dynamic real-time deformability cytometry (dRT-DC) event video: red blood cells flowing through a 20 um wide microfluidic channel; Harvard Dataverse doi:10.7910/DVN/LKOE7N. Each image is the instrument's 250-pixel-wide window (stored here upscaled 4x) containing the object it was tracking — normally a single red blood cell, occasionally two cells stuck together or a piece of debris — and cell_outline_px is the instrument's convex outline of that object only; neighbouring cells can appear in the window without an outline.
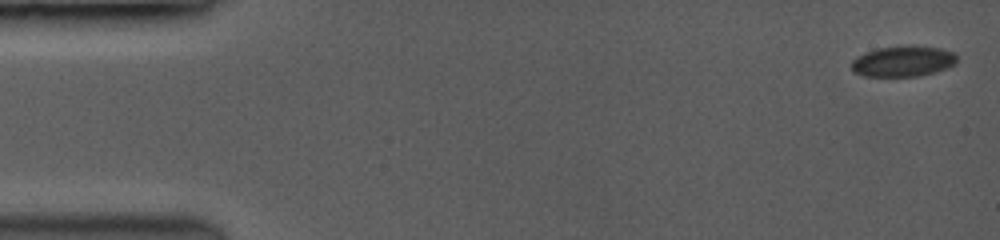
{"species": "common noctule bat (a hibernating species)", "species_latin": "Nyctalus noctula", "temperature_condition": "room temperature", "stored_images_in_passage": 28, "segment_of_instrument_passage": [1, 2], "camera_frame_rate_fps": 3500, "um_per_image_px": 0.085, "animal": {"sex": "female", "body_mass_g": 19.0, "forearm_length_mm": 53.3}, "frame": {"image": 1, "passage_image": 1, "time_ms": 0.0, "image_size_px": [1000, 240], "cell_outline_px": [[956, 64], [948, 68], [936, 72], [920, 76], [864, 76], [852, 72], [852, 60], [868, 52], [880, 48], [936, 48], [952, 52], [956, 56]], "centroid_in_image_um": [76.76, 5.27], "position_along_channel_um": 8.2, "area_um2": 18.03}}
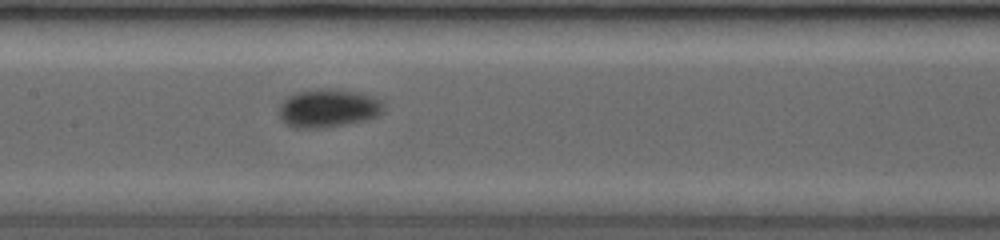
{"frame": {"image": 2, "passage_image": 13, "time_ms": 8.0, "image_size_px": [1000, 240], "cell_outline_px": [[380, 112], [376, 116], [364, 120], [344, 124], [320, 128], [296, 128], [284, 124], [280, 116], [280, 108], [288, 96], [300, 92], [352, 92], [376, 100], [380, 104]], "centroid_in_image_um": [27.79, 9.29], "position_along_channel_um": 179.6, "area_um2": 21.39}}
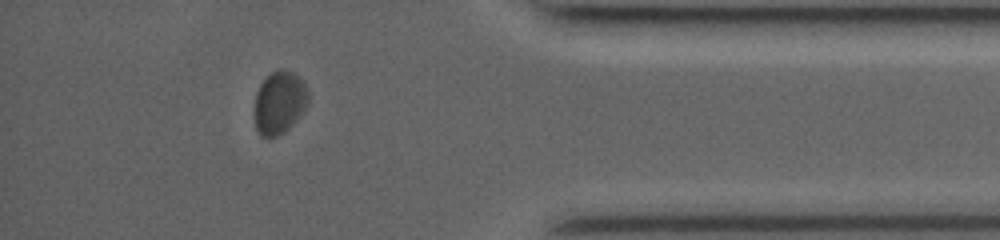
{"frame": {"image": 3, "passage_image": 25, "time_ms": 14.286, "image_size_px": [1000, 240], "cell_outline_px": [[308, 104], [296, 120], [284, 132], [276, 136], [260, 136], [256, 128], [252, 112], [256, 92], [260, 84], [272, 72], [280, 68], [292, 72], [304, 84], [308, 92]], "centroid_in_image_um": [23.7, 8.73], "position_along_channel_um": 411.5, "area_um2": 19.71}}